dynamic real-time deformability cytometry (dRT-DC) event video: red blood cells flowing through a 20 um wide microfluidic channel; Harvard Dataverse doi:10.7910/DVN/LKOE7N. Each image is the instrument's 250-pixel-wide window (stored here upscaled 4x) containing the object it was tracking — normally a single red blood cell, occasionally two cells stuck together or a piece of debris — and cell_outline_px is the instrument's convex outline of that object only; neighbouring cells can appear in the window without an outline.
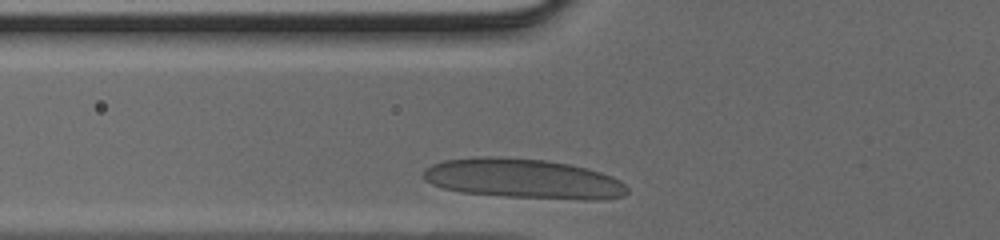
{"species": "human", "species_latin": "Homo sapiens", "temperature_condition": "cold", "stored_images_in_passage": 23, "camera_frame_rate_fps": 3000, "um_per_image_px": 0.085, "donor": {"sex": "male"}, "frame": {"image": 1, "passage_image": 2, "time_ms": 0.333, "image_size_px": [1000, 240], "cell_outline_px": [[628, 192], [624, 196], [596, 200], [584, 200], [504, 196], [460, 192], [444, 188], [432, 184], [424, 180], [424, 168], [432, 164], [444, 160], [480, 156], [500, 156], [544, 160], [568, 164], [600, 172], [612, 176], [620, 180], [628, 188]], "centroid_in_image_um": [44.47, 15.19], "position_along_channel_um": 81.3, "area_um2": 47.28}}
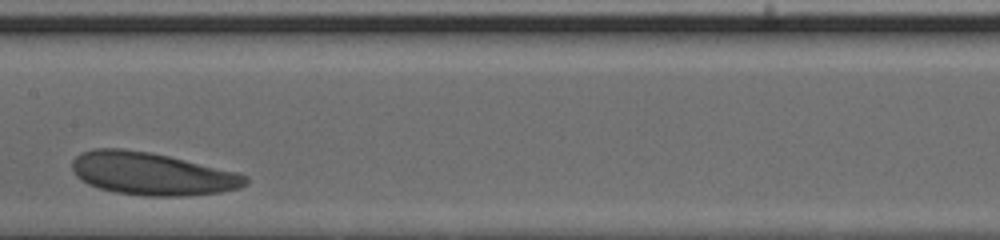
{"frame": {"image": 2, "passage_image": 10, "time_ms": 3.0, "image_size_px": [1000, 240], "cell_outline_px": [[248, 184], [240, 188], [220, 192], [188, 196], [144, 196], [116, 192], [100, 188], [88, 184], [80, 180], [72, 172], [72, 160], [80, 152], [92, 148], [120, 148], [148, 152], [168, 156], [236, 172], [248, 176]], "centroid_in_image_um": [12.88, 14.77], "position_along_channel_um": 194.5, "area_um2": 43.18}}
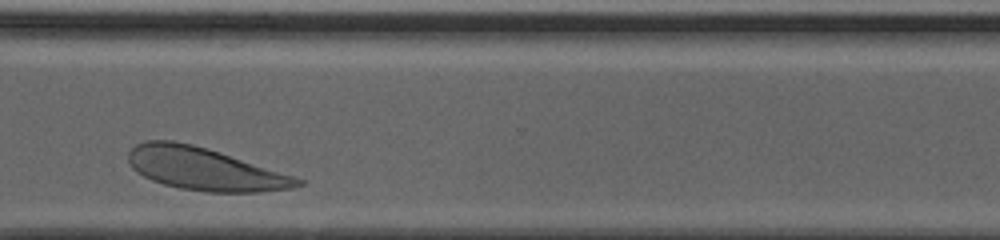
{"frame": {"image": 3, "passage_image": 21, "time_ms": 6.667, "image_size_px": [1000, 240], "cell_outline_px": [[304, 184], [292, 188], [260, 192], [208, 192], [180, 188], [164, 184], [152, 180], [136, 172], [132, 168], [128, 160], [128, 152], [136, 144], [144, 140], [172, 140], [192, 144], [296, 176], [304, 180]], "centroid_in_image_um": [17.38, 14.36], "position_along_channel_um": 353.2, "area_um2": 41.79}}